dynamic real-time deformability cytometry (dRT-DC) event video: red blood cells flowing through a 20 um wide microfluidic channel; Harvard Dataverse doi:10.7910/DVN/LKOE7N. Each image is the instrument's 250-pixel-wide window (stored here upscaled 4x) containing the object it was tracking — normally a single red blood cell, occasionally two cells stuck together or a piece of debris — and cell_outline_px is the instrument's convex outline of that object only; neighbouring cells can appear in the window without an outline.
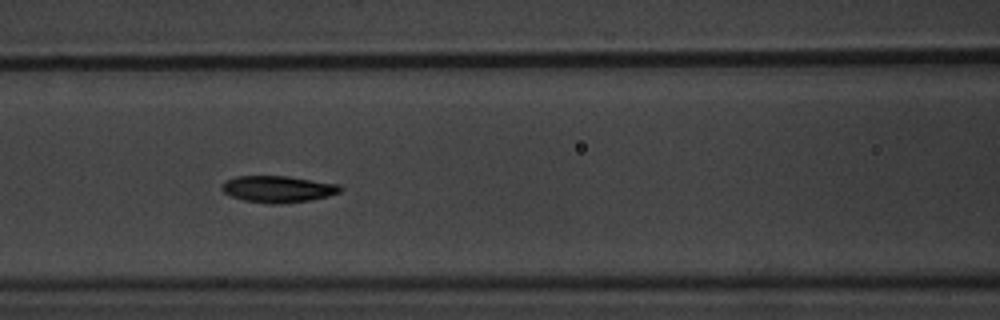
{"species": "common noctule bat (a hibernating species)", "species_latin": "Nyctalus noctula", "temperature_condition": "warm", "stored_images_in_passage": 8, "camera_frame_rate_fps": 3000, "um_per_image_px": 0.085, "animal": {"sex": "male", "body_mass_g": 20.1, "forearm_length_mm": 53.5}, "frame": {"image": 1, "passage_image": 5, "time_ms": 4.667, "image_size_px": [1000, 320], "cell_outline_px": [[344, 188], [340, 192], [328, 196], [308, 200], [280, 204], [268, 204], [244, 200], [232, 196], [224, 192], [220, 188], [220, 184], [236, 176], [288, 176], [340, 184]], "centroid_in_image_um": [23.64, 16.07], "position_along_channel_um": 143.0, "area_um2": 18.44}}